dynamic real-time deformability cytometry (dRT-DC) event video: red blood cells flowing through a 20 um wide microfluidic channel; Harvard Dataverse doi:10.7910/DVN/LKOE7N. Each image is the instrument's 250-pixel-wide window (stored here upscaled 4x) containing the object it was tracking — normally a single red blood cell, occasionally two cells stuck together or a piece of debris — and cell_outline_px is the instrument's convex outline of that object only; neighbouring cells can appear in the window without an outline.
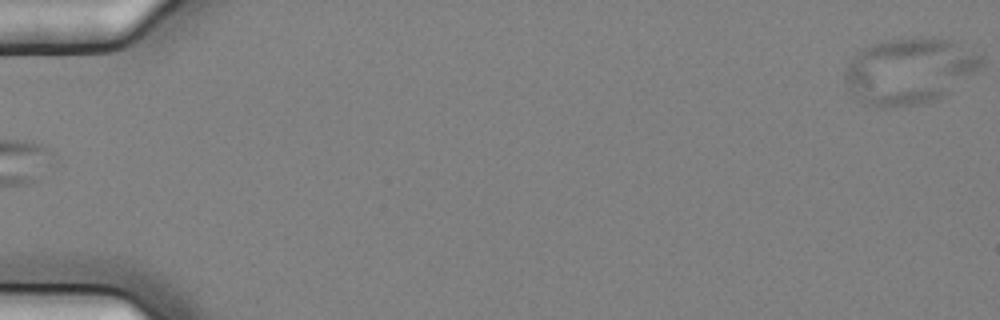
{"species": "common noctule bat (a hibernating species)", "species_latin": "Nyctalus noctula", "temperature_condition": "cold", "stored_images_in_passage": 17, "camera_frame_rate_fps": 3000, "um_per_image_px": 0.085, "animal": {"sex": "female", "body_mass_g": 25.1}, "frame": {"image": 1, "passage_image": 1, "time_ms": 0.0, "image_size_px": [1000, 320], "cell_outline_px": [[984, 64], [940, 96], [932, 100], [916, 104], [876, 104], [860, 100], [848, 92], [844, 80], [844, 72], [852, 56], [856, 52], [864, 48], [888, 40], [924, 36], [932, 36], [952, 40], [984, 56]], "centroid_in_image_um": [77.28, 5.94], "position_along_channel_um": 7.7, "area_um2": 51.21}}
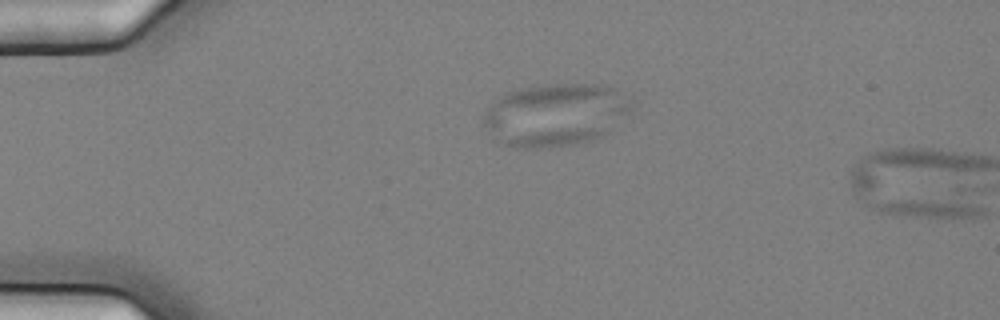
{"frame": {"image": 2, "passage_image": 14, "time_ms": 4.333, "image_size_px": [1000, 320], "cell_outline_px": [[632, 108], [604, 132], [588, 140], [576, 144], [560, 148], [524, 148], [504, 144], [496, 140], [484, 124], [480, 116], [504, 92], [520, 88], [544, 84], [604, 84], [616, 88], [632, 104]], "centroid_in_image_um": [47.12, 9.74], "position_along_channel_um": 37.9, "area_um2": 53.58}}